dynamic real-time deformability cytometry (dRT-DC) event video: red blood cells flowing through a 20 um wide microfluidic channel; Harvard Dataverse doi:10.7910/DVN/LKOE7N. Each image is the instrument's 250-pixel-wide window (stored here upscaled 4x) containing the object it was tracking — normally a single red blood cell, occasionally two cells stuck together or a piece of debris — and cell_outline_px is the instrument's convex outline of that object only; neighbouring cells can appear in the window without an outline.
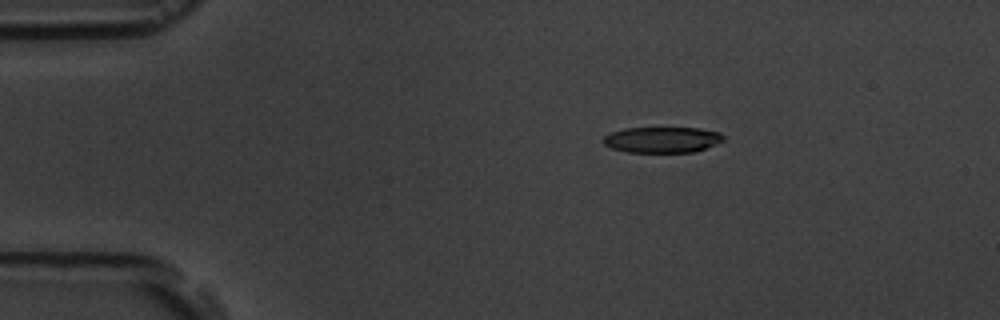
{"species": "common noctule bat (a hibernating species)", "species_latin": "Nyctalus noctula", "temperature_condition": "room temperature", "stored_images_in_passage": 5, "camera_frame_rate_fps": 3000, "um_per_image_px": 0.085, "animal": {"sex": "male", "body_mass_g": 19.5, "forearm_length_mm": 54.6}, "frame": {"image": 1, "passage_image": 3, "time_ms": 2.333, "image_size_px": [1000, 320], "cell_outline_px": [[724, 140], [716, 144], [692, 152], [628, 152], [612, 148], [604, 144], [604, 136], [612, 132], [624, 128], [700, 128], [720, 132], [724, 136]], "centroid_in_image_um": [56.3, 11.87], "position_along_channel_um": 28.7, "area_um2": 17.98}}